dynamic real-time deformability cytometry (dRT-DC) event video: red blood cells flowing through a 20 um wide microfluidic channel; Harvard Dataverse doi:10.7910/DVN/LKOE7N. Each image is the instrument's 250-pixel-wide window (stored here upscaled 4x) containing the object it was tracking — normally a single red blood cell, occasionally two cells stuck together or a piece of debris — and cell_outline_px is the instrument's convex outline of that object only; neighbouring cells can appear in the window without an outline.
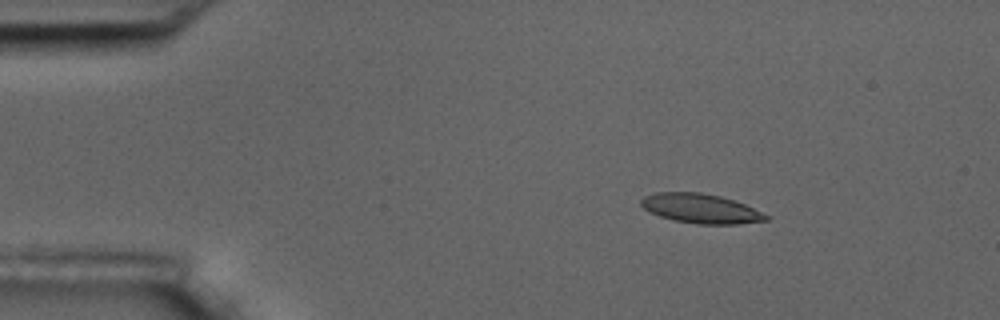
{"species": "common noctule bat (a hibernating species)", "species_latin": "Nyctalus noctula", "temperature_condition": "room temperature", "stored_images_in_passage": 5, "camera_frame_rate_fps": 3000, "um_per_image_px": 0.085, "animal": {"sex": "male", "body_mass_g": 17.5, "forearm_length_mm": 52.3}, "frame": {"image": 1, "passage_image": 3, "time_ms": 2.333, "image_size_px": [1000, 320], "cell_outline_px": [[772, 216], [768, 220], [736, 224], [696, 224], [676, 220], [660, 216], [644, 208], [640, 204], [640, 200], [644, 196], [656, 192], [700, 192], [720, 196], [744, 204]], "centroid_in_image_um": [59.59, 17.72], "position_along_channel_um": 25.4, "area_um2": 21.33}}
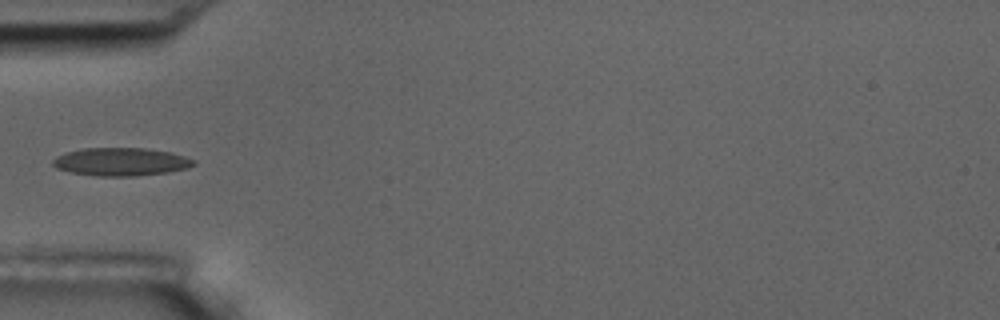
{"frame": {"image": 2, "passage_image": 5, "time_ms": 5.667, "image_size_px": [1000, 320], "cell_outline_px": [[196, 164], [188, 168], [168, 172], [136, 176], [96, 176], [72, 172], [56, 168], [52, 164], [52, 160], [56, 156], [64, 152], [84, 148], [144, 148], [172, 152], [196, 160]], "centroid_in_image_um": [10.29, 13.75], "position_along_channel_um": 74.7, "area_um2": 23.18}}